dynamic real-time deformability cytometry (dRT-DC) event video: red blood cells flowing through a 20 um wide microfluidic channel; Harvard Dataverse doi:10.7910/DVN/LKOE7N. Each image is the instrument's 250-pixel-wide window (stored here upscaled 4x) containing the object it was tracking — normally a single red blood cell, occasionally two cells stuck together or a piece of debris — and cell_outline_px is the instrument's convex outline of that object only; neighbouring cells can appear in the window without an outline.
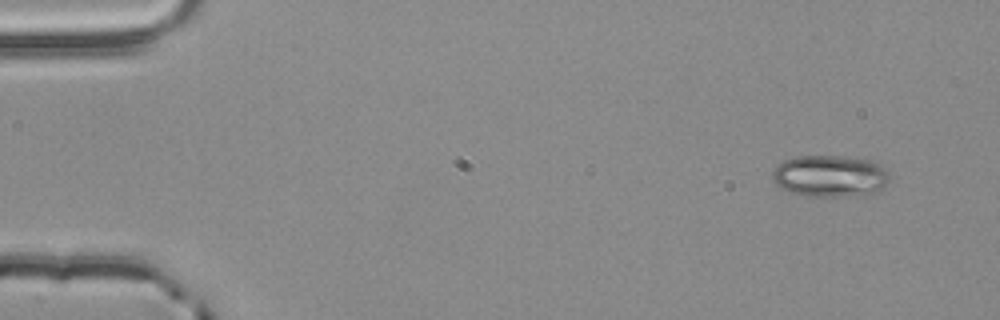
{"species": "common noctule bat (a hibernating species)", "species_latin": "Nyctalus noctula", "temperature_condition": "room temperature", "stored_images_in_passage": 3, "camera_frame_rate_fps": 3000, "um_per_image_px": 0.085, "animal": {"sex": "male", "body_mass_g": 20.4}, "frame": {"image": 1, "passage_image": 1, "time_ms": 0.0, "image_size_px": [1000, 320], "cell_outline_px": [[892, 176], [876, 192], [844, 196], [804, 196], [780, 188], [772, 180], [772, 172], [776, 164], [784, 160], [796, 156], [840, 156], [868, 160], [880, 164]], "centroid_in_image_um": [70.5, 14.95], "position_along_channel_um": 14.5, "area_um2": 28.44}}